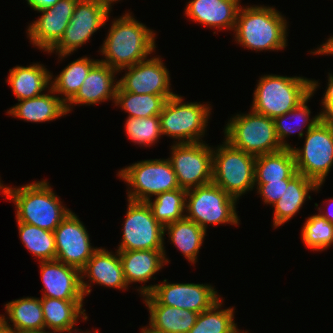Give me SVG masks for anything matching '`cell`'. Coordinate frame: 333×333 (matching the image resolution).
Instances as JSON below:
<instances>
[{
  "label": "cell",
  "mask_w": 333,
  "mask_h": 333,
  "mask_svg": "<svg viewBox=\"0 0 333 333\" xmlns=\"http://www.w3.org/2000/svg\"><path fill=\"white\" fill-rule=\"evenodd\" d=\"M27 4L33 8L34 11H39L48 7L54 6L59 0H26Z\"/></svg>",
  "instance_id": "obj_41"
},
{
  "label": "cell",
  "mask_w": 333,
  "mask_h": 333,
  "mask_svg": "<svg viewBox=\"0 0 333 333\" xmlns=\"http://www.w3.org/2000/svg\"><path fill=\"white\" fill-rule=\"evenodd\" d=\"M6 199L15 205L16 221L54 232L71 211L62 205L47 180L8 187Z\"/></svg>",
  "instance_id": "obj_3"
},
{
  "label": "cell",
  "mask_w": 333,
  "mask_h": 333,
  "mask_svg": "<svg viewBox=\"0 0 333 333\" xmlns=\"http://www.w3.org/2000/svg\"><path fill=\"white\" fill-rule=\"evenodd\" d=\"M126 135L139 146H152L162 135L159 115L151 117H129L125 123Z\"/></svg>",
  "instance_id": "obj_38"
},
{
  "label": "cell",
  "mask_w": 333,
  "mask_h": 333,
  "mask_svg": "<svg viewBox=\"0 0 333 333\" xmlns=\"http://www.w3.org/2000/svg\"><path fill=\"white\" fill-rule=\"evenodd\" d=\"M256 156L233 147L228 141L213 149L212 182L237 201L255 187Z\"/></svg>",
  "instance_id": "obj_7"
},
{
  "label": "cell",
  "mask_w": 333,
  "mask_h": 333,
  "mask_svg": "<svg viewBox=\"0 0 333 333\" xmlns=\"http://www.w3.org/2000/svg\"><path fill=\"white\" fill-rule=\"evenodd\" d=\"M210 104L186 102L175 94L167 99L159 114L162 135L177 140L176 143L203 142L212 110Z\"/></svg>",
  "instance_id": "obj_6"
},
{
  "label": "cell",
  "mask_w": 333,
  "mask_h": 333,
  "mask_svg": "<svg viewBox=\"0 0 333 333\" xmlns=\"http://www.w3.org/2000/svg\"><path fill=\"white\" fill-rule=\"evenodd\" d=\"M168 232V240L184 255L191 263L198 262L197 255L206 236V231L192 220L184 217L164 227Z\"/></svg>",
  "instance_id": "obj_31"
},
{
  "label": "cell",
  "mask_w": 333,
  "mask_h": 333,
  "mask_svg": "<svg viewBox=\"0 0 333 333\" xmlns=\"http://www.w3.org/2000/svg\"><path fill=\"white\" fill-rule=\"evenodd\" d=\"M304 245L311 251H323L333 244V223L319 214H314L305 220L301 230Z\"/></svg>",
  "instance_id": "obj_37"
},
{
  "label": "cell",
  "mask_w": 333,
  "mask_h": 333,
  "mask_svg": "<svg viewBox=\"0 0 333 333\" xmlns=\"http://www.w3.org/2000/svg\"><path fill=\"white\" fill-rule=\"evenodd\" d=\"M115 253L101 247L87 261L85 267L81 270V287L85 297L92 291L90 289L92 283L119 290L128 289L118 250ZM84 278L85 280L89 279L88 282L91 283L84 281Z\"/></svg>",
  "instance_id": "obj_18"
},
{
  "label": "cell",
  "mask_w": 333,
  "mask_h": 333,
  "mask_svg": "<svg viewBox=\"0 0 333 333\" xmlns=\"http://www.w3.org/2000/svg\"><path fill=\"white\" fill-rule=\"evenodd\" d=\"M322 184H316L303 174L297 173L285 188V192L280 199L275 202L272 207L273 211V227L277 228L291 220L307 199L311 200L310 191H319Z\"/></svg>",
  "instance_id": "obj_24"
},
{
  "label": "cell",
  "mask_w": 333,
  "mask_h": 333,
  "mask_svg": "<svg viewBox=\"0 0 333 333\" xmlns=\"http://www.w3.org/2000/svg\"><path fill=\"white\" fill-rule=\"evenodd\" d=\"M117 175L131 187L127 190V199L131 201L147 202L152 196L180 188L168 159L138 161Z\"/></svg>",
  "instance_id": "obj_9"
},
{
  "label": "cell",
  "mask_w": 333,
  "mask_h": 333,
  "mask_svg": "<svg viewBox=\"0 0 333 333\" xmlns=\"http://www.w3.org/2000/svg\"><path fill=\"white\" fill-rule=\"evenodd\" d=\"M51 72L43 64L34 63L29 66H15L9 69L6 82L12 88L17 100L30 99L51 88Z\"/></svg>",
  "instance_id": "obj_26"
},
{
  "label": "cell",
  "mask_w": 333,
  "mask_h": 333,
  "mask_svg": "<svg viewBox=\"0 0 333 333\" xmlns=\"http://www.w3.org/2000/svg\"><path fill=\"white\" fill-rule=\"evenodd\" d=\"M47 90H49L48 93L18 101L6 113L9 116L12 115L15 118L32 123L49 122L67 115L64 101L57 96L52 88Z\"/></svg>",
  "instance_id": "obj_23"
},
{
  "label": "cell",
  "mask_w": 333,
  "mask_h": 333,
  "mask_svg": "<svg viewBox=\"0 0 333 333\" xmlns=\"http://www.w3.org/2000/svg\"><path fill=\"white\" fill-rule=\"evenodd\" d=\"M98 62L99 59H90L87 56L72 61L57 77H51V88L56 94L61 95V100L67 104L79 91L89 71Z\"/></svg>",
  "instance_id": "obj_32"
},
{
  "label": "cell",
  "mask_w": 333,
  "mask_h": 333,
  "mask_svg": "<svg viewBox=\"0 0 333 333\" xmlns=\"http://www.w3.org/2000/svg\"><path fill=\"white\" fill-rule=\"evenodd\" d=\"M140 294H150L159 304L177 307L197 313L210 309L221 298L215 288L209 284L163 283L142 286Z\"/></svg>",
  "instance_id": "obj_13"
},
{
  "label": "cell",
  "mask_w": 333,
  "mask_h": 333,
  "mask_svg": "<svg viewBox=\"0 0 333 333\" xmlns=\"http://www.w3.org/2000/svg\"><path fill=\"white\" fill-rule=\"evenodd\" d=\"M187 190L183 188L166 191L146 203L153 217L163 226H167L185 217Z\"/></svg>",
  "instance_id": "obj_34"
},
{
  "label": "cell",
  "mask_w": 333,
  "mask_h": 333,
  "mask_svg": "<svg viewBox=\"0 0 333 333\" xmlns=\"http://www.w3.org/2000/svg\"><path fill=\"white\" fill-rule=\"evenodd\" d=\"M1 179V178H0ZM7 189H8V186H3V183H1V180H0V191L2 192V194H4L5 196L4 197H7Z\"/></svg>",
  "instance_id": "obj_48"
},
{
  "label": "cell",
  "mask_w": 333,
  "mask_h": 333,
  "mask_svg": "<svg viewBox=\"0 0 333 333\" xmlns=\"http://www.w3.org/2000/svg\"><path fill=\"white\" fill-rule=\"evenodd\" d=\"M321 103L320 121L333 127V100H322Z\"/></svg>",
  "instance_id": "obj_40"
},
{
  "label": "cell",
  "mask_w": 333,
  "mask_h": 333,
  "mask_svg": "<svg viewBox=\"0 0 333 333\" xmlns=\"http://www.w3.org/2000/svg\"><path fill=\"white\" fill-rule=\"evenodd\" d=\"M328 84L322 100H333V74L328 73Z\"/></svg>",
  "instance_id": "obj_43"
},
{
  "label": "cell",
  "mask_w": 333,
  "mask_h": 333,
  "mask_svg": "<svg viewBox=\"0 0 333 333\" xmlns=\"http://www.w3.org/2000/svg\"><path fill=\"white\" fill-rule=\"evenodd\" d=\"M222 297L210 309L198 314L195 325L188 333H248L234 323V308L221 309Z\"/></svg>",
  "instance_id": "obj_33"
},
{
  "label": "cell",
  "mask_w": 333,
  "mask_h": 333,
  "mask_svg": "<svg viewBox=\"0 0 333 333\" xmlns=\"http://www.w3.org/2000/svg\"><path fill=\"white\" fill-rule=\"evenodd\" d=\"M284 15L274 7L240 6L234 28L235 41L254 51H278L287 46V25Z\"/></svg>",
  "instance_id": "obj_2"
},
{
  "label": "cell",
  "mask_w": 333,
  "mask_h": 333,
  "mask_svg": "<svg viewBox=\"0 0 333 333\" xmlns=\"http://www.w3.org/2000/svg\"><path fill=\"white\" fill-rule=\"evenodd\" d=\"M127 202L122 242L117 250H164L166 263H169L164 246V227L153 217L146 202Z\"/></svg>",
  "instance_id": "obj_11"
},
{
  "label": "cell",
  "mask_w": 333,
  "mask_h": 333,
  "mask_svg": "<svg viewBox=\"0 0 333 333\" xmlns=\"http://www.w3.org/2000/svg\"><path fill=\"white\" fill-rule=\"evenodd\" d=\"M118 71L98 62L87 75L76 95L66 104L67 112L72 111L74 105H94L108 99L115 103ZM117 80V82H116ZM72 106V107H71Z\"/></svg>",
  "instance_id": "obj_20"
},
{
  "label": "cell",
  "mask_w": 333,
  "mask_h": 333,
  "mask_svg": "<svg viewBox=\"0 0 333 333\" xmlns=\"http://www.w3.org/2000/svg\"><path fill=\"white\" fill-rule=\"evenodd\" d=\"M44 291L42 297L62 300H84L81 271L58 260L40 261Z\"/></svg>",
  "instance_id": "obj_19"
},
{
  "label": "cell",
  "mask_w": 333,
  "mask_h": 333,
  "mask_svg": "<svg viewBox=\"0 0 333 333\" xmlns=\"http://www.w3.org/2000/svg\"><path fill=\"white\" fill-rule=\"evenodd\" d=\"M110 13L97 2L79 0L64 35L48 53L55 51L61 60L70 56L77 48L87 43L100 27L106 25Z\"/></svg>",
  "instance_id": "obj_14"
},
{
  "label": "cell",
  "mask_w": 333,
  "mask_h": 333,
  "mask_svg": "<svg viewBox=\"0 0 333 333\" xmlns=\"http://www.w3.org/2000/svg\"><path fill=\"white\" fill-rule=\"evenodd\" d=\"M328 201V203H331V201H332V203H333V198H331V199H327ZM331 206L333 205V204H330ZM331 206H329L331 209H329V211H328V209L326 210V211H328V212H325V211H322V209H321V207L319 208H316V209H318L319 210V212H318V214L320 215V216H322L323 218H325L327 221H329L330 223H333V206L331 207Z\"/></svg>",
  "instance_id": "obj_44"
},
{
  "label": "cell",
  "mask_w": 333,
  "mask_h": 333,
  "mask_svg": "<svg viewBox=\"0 0 333 333\" xmlns=\"http://www.w3.org/2000/svg\"><path fill=\"white\" fill-rule=\"evenodd\" d=\"M90 1L99 3L100 5L105 7L110 12V11H112L111 9H112V5L114 4V2H116V1L118 2L120 0H90Z\"/></svg>",
  "instance_id": "obj_45"
},
{
  "label": "cell",
  "mask_w": 333,
  "mask_h": 333,
  "mask_svg": "<svg viewBox=\"0 0 333 333\" xmlns=\"http://www.w3.org/2000/svg\"><path fill=\"white\" fill-rule=\"evenodd\" d=\"M291 149L296 171L323 184L333 166V127L319 121L306 132L303 148Z\"/></svg>",
  "instance_id": "obj_10"
},
{
  "label": "cell",
  "mask_w": 333,
  "mask_h": 333,
  "mask_svg": "<svg viewBox=\"0 0 333 333\" xmlns=\"http://www.w3.org/2000/svg\"><path fill=\"white\" fill-rule=\"evenodd\" d=\"M237 200L211 182L187 190L185 217L207 232L208 224L239 225Z\"/></svg>",
  "instance_id": "obj_8"
},
{
  "label": "cell",
  "mask_w": 333,
  "mask_h": 333,
  "mask_svg": "<svg viewBox=\"0 0 333 333\" xmlns=\"http://www.w3.org/2000/svg\"><path fill=\"white\" fill-rule=\"evenodd\" d=\"M310 93L308 78L266 74L256 84L250 109L274 119L291 111Z\"/></svg>",
  "instance_id": "obj_4"
},
{
  "label": "cell",
  "mask_w": 333,
  "mask_h": 333,
  "mask_svg": "<svg viewBox=\"0 0 333 333\" xmlns=\"http://www.w3.org/2000/svg\"><path fill=\"white\" fill-rule=\"evenodd\" d=\"M0 333H3V324H2L1 315H0Z\"/></svg>",
  "instance_id": "obj_50"
},
{
  "label": "cell",
  "mask_w": 333,
  "mask_h": 333,
  "mask_svg": "<svg viewBox=\"0 0 333 333\" xmlns=\"http://www.w3.org/2000/svg\"><path fill=\"white\" fill-rule=\"evenodd\" d=\"M19 238L25 248L40 261L55 260L54 232L23 222H17Z\"/></svg>",
  "instance_id": "obj_36"
},
{
  "label": "cell",
  "mask_w": 333,
  "mask_h": 333,
  "mask_svg": "<svg viewBox=\"0 0 333 333\" xmlns=\"http://www.w3.org/2000/svg\"><path fill=\"white\" fill-rule=\"evenodd\" d=\"M318 84L320 85L317 80L311 79V93L291 111L273 119L278 140L283 148H292L291 144H288L285 138L289 137L291 134L293 135L296 131L298 132L299 138H303L304 134H306L304 133L303 128L307 125L305 128V132H307L320 121V114L315 115L310 119L311 111L306 105L310 98L314 96L313 93H315L316 89L319 87ZM286 118H291V122L292 119L296 120V125L292 126L288 124L289 121L286 122Z\"/></svg>",
  "instance_id": "obj_29"
},
{
  "label": "cell",
  "mask_w": 333,
  "mask_h": 333,
  "mask_svg": "<svg viewBox=\"0 0 333 333\" xmlns=\"http://www.w3.org/2000/svg\"><path fill=\"white\" fill-rule=\"evenodd\" d=\"M166 101L161 95L126 92L118 85L114 104L129 113V117L141 118L159 115Z\"/></svg>",
  "instance_id": "obj_35"
},
{
  "label": "cell",
  "mask_w": 333,
  "mask_h": 333,
  "mask_svg": "<svg viewBox=\"0 0 333 333\" xmlns=\"http://www.w3.org/2000/svg\"><path fill=\"white\" fill-rule=\"evenodd\" d=\"M127 285L146 283L166 263L164 250L118 251Z\"/></svg>",
  "instance_id": "obj_27"
},
{
  "label": "cell",
  "mask_w": 333,
  "mask_h": 333,
  "mask_svg": "<svg viewBox=\"0 0 333 333\" xmlns=\"http://www.w3.org/2000/svg\"><path fill=\"white\" fill-rule=\"evenodd\" d=\"M236 114L224 127L225 140L233 147L253 156L284 149L277 137L274 120L254 112Z\"/></svg>",
  "instance_id": "obj_5"
},
{
  "label": "cell",
  "mask_w": 333,
  "mask_h": 333,
  "mask_svg": "<svg viewBox=\"0 0 333 333\" xmlns=\"http://www.w3.org/2000/svg\"><path fill=\"white\" fill-rule=\"evenodd\" d=\"M78 1L59 0L54 6L39 10L42 16L30 23L26 31L33 46L48 53L64 35Z\"/></svg>",
  "instance_id": "obj_17"
},
{
  "label": "cell",
  "mask_w": 333,
  "mask_h": 333,
  "mask_svg": "<svg viewBox=\"0 0 333 333\" xmlns=\"http://www.w3.org/2000/svg\"><path fill=\"white\" fill-rule=\"evenodd\" d=\"M141 333H156V332L148 329L147 327H142Z\"/></svg>",
  "instance_id": "obj_49"
},
{
  "label": "cell",
  "mask_w": 333,
  "mask_h": 333,
  "mask_svg": "<svg viewBox=\"0 0 333 333\" xmlns=\"http://www.w3.org/2000/svg\"><path fill=\"white\" fill-rule=\"evenodd\" d=\"M291 179H281L280 181L268 183H255L257 193L262 196L264 204L273 205L283 196L285 188Z\"/></svg>",
  "instance_id": "obj_39"
},
{
  "label": "cell",
  "mask_w": 333,
  "mask_h": 333,
  "mask_svg": "<svg viewBox=\"0 0 333 333\" xmlns=\"http://www.w3.org/2000/svg\"><path fill=\"white\" fill-rule=\"evenodd\" d=\"M55 259L80 271L98 247H92L88 231L78 216L70 211L54 230Z\"/></svg>",
  "instance_id": "obj_15"
},
{
  "label": "cell",
  "mask_w": 333,
  "mask_h": 333,
  "mask_svg": "<svg viewBox=\"0 0 333 333\" xmlns=\"http://www.w3.org/2000/svg\"><path fill=\"white\" fill-rule=\"evenodd\" d=\"M40 299L45 330L49 329L51 333H63L71 327H75L79 317L85 321L88 318L86 310L82 308L83 300H62L47 297Z\"/></svg>",
  "instance_id": "obj_28"
},
{
  "label": "cell",
  "mask_w": 333,
  "mask_h": 333,
  "mask_svg": "<svg viewBox=\"0 0 333 333\" xmlns=\"http://www.w3.org/2000/svg\"><path fill=\"white\" fill-rule=\"evenodd\" d=\"M133 17L132 13L127 12L113 19L108 35L98 51L105 58L99 62L118 72L146 60L156 48L154 30Z\"/></svg>",
  "instance_id": "obj_1"
},
{
  "label": "cell",
  "mask_w": 333,
  "mask_h": 333,
  "mask_svg": "<svg viewBox=\"0 0 333 333\" xmlns=\"http://www.w3.org/2000/svg\"><path fill=\"white\" fill-rule=\"evenodd\" d=\"M5 310L8 317L1 315L3 333L45 330L40 298L23 297L12 300L5 304ZM8 321L13 324L11 325Z\"/></svg>",
  "instance_id": "obj_25"
},
{
  "label": "cell",
  "mask_w": 333,
  "mask_h": 333,
  "mask_svg": "<svg viewBox=\"0 0 333 333\" xmlns=\"http://www.w3.org/2000/svg\"><path fill=\"white\" fill-rule=\"evenodd\" d=\"M310 53L316 55H333V36H330V38L327 39L326 42L323 43L320 47H318L317 50H312Z\"/></svg>",
  "instance_id": "obj_42"
},
{
  "label": "cell",
  "mask_w": 333,
  "mask_h": 333,
  "mask_svg": "<svg viewBox=\"0 0 333 333\" xmlns=\"http://www.w3.org/2000/svg\"><path fill=\"white\" fill-rule=\"evenodd\" d=\"M159 56L143 60L125 70L118 85L126 92L161 95L166 99L175 95L170 89V74Z\"/></svg>",
  "instance_id": "obj_16"
},
{
  "label": "cell",
  "mask_w": 333,
  "mask_h": 333,
  "mask_svg": "<svg viewBox=\"0 0 333 333\" xmlns=\"http://www.w3.org/2000/svg\"><path fill=\"white\" fill-rule=\"evenodd\" d=\"M78 330L79 329H77V328L71 327L70 329H68L67 331H65V333L66 332H69V333H78V332H80V333H90V331L82 332V331H78ZM94 333H99V332H98V330H95Z\"/></svg>",
  "instance_id": "obj_47"
},
{
  "label": "cell",
  "mask_w": 333,
  "mask_h": 333,
  "mask_svg": "<svg viewBox=\"0 0 333 333\" xmlns=\"http://www.w3.org/2000/svg\"><path fill=\"white\" fill-rule=\"evenodd\" d=\"M203 142L176 143L167 158L180 188L191 189L212 182L213 148Z\"/></svg>",
  "instance_id": "obj_12"
},
{
  "label": "cell",
  "mask_w": 333,
  "mask_h": 333,
  "mask_svg": "<svg viewBox=\"0 0 333 333\" xmlns=\"http://www.w3.org/2000/svg\"><path fill=\"white\" fill-rule=\"evenodd\" d=\"M142 299L150 314L146 327L156 333H188L195 325L197 312L161 305L150 294Z\"/></svg>",
  "instance_id": "obj_22"
},
{
  "label": "cell",
  "mask_w": 333,
  "mask_h": 333,
  "mask_svg": "<svg viewBox=\"0 0 333 333\" xmlns=\"http://www.w3.org/2000/svg\"><path fill=\"white\" fill-rule=\"evenodd\" d=\"M296 171L295 158L290 148L264 154L256 157L254 180L255 183H268L281 179H292Z\"/></svg>",
  "instance_id": "obj_30"
},
{
  "label": "cell",
  "mask_w": 333,
  "mask_h": 333,
  "mask_svg": "<svg viewBox=\"0 0 333 333\" xmlns=\"http://www.w3.org/2000/svg\"><path fill=\"white\" fill-rule=\"evenodd\" d=\"M9 333H51V332L46 330H29V331L9 332Z\"/></svg>",
  "instance_id": "obj_46"
},
{
  "label": "cell",
  "mask_w": 333,
  "mask_h": 333,
  "mask_svg": "<svg viewBox=\"0 0 333 333\" xmlns=\"http://www.w3.org/2000/svg\"><path fill=\"white\" fill-rule=\"evenodd\" d=\"M240 6V0H190L184 12L196 23L233 31Z\"/></svg>",
  "instance_id": "obj_21"
}]
</instances>
